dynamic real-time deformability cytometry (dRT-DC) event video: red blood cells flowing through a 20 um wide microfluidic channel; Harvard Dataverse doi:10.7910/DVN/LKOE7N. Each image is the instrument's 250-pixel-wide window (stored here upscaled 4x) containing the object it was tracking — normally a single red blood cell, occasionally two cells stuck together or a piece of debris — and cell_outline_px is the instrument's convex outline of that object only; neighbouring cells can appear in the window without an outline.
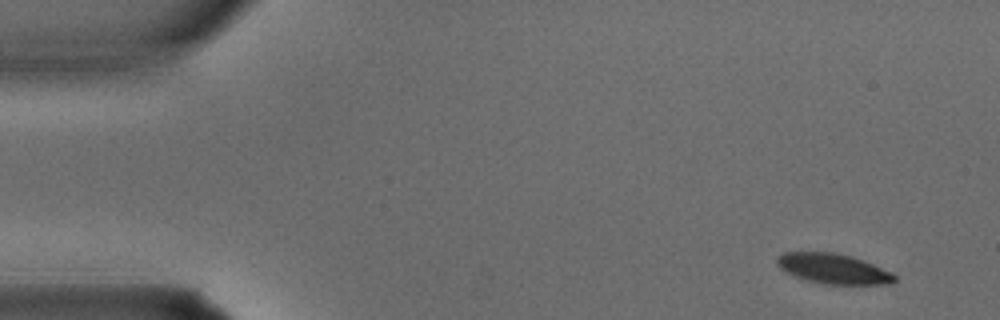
{"species": "common noctule bat (a hibernating species)", "species_latin": "Nyctalus noctula", "temperature_condition": "warm", "stored_images_in_passage": 3, "camera_frame_rate_fps": 3000, "um_per_image_px": 0.085, "animal": {"sex": "male", "body_mass_g": 15.6}, "frame": {"image": 1, "passage_image": 1, "time_ms": 0.0, "image_size_px": [1000, 320], "cell_outline_px": [[896, 280], [892, 284], [824, 284], [808, 280], [796, 276], [780, 268], [776, 264], [776, 260], [784, 252], [836, 252], [852, 256], [864, 260], [892, 272], [896, 276]], "centroid_in_image_um": [70.88, 22.83], "position_along_channel_um": 14.1, "area_um2": 20.58}}
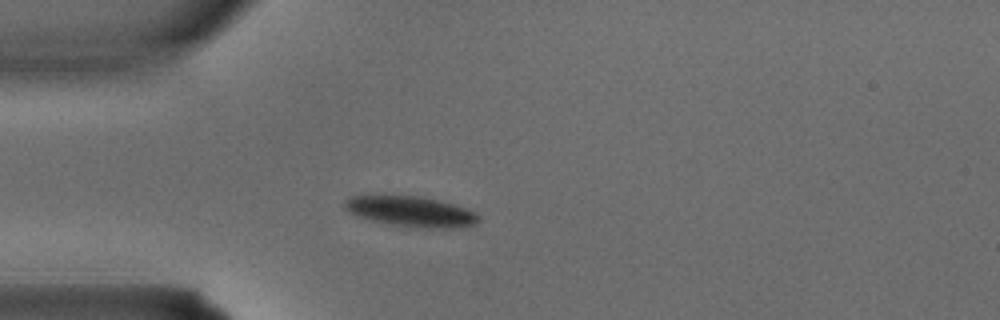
{"frame": {"image": 2, "passage_image": 3, "time_ms": 0.667, "image_size_px": [1000, 320], "cell_outline_px": [[480, 220], [476, 224], [452, 228], [424, 228], [372, 220], [360, 216], [344, 208], [344, 200], [352, 196], [420, 196], [452, 204], [476, 212], [480, 216]], "centroid_in_image_um": [34.99, 17.97], "position_along_channel_um": 50.0, "area_um2": 23.06}}